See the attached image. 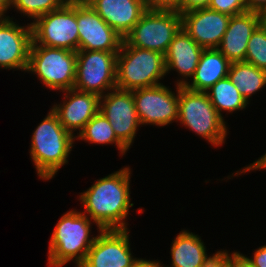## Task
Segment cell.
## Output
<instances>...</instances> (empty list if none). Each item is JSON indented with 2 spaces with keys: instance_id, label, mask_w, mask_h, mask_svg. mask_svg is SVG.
I'll return each instance as SVG.
<instances>
[{
  "instance_id": "7",
  "label": "cell",
  "mask_w": 266,
  "mask_h": 267,
  "mask_svg": "<svg viewBox=\"0 0 266 267\" xmlns=\"http://www.w3.org/2000/svg\"><path fill=\"white\" fill-rule=\"evenodd\" d=\"M32 39L38 45L79 50L77 0H68L57 10L31 23Z\"/></svg>"
},
{
  "instance_id": "23",
  "label": "cell",
  "mask_w": 266,
  "mask_h": 267,
  "mask_svg": "<svg viewBox=\"0 0 266 267\" xmlns=\"http://www.w3.org/2000/svg\"><path fill=\"white\" fill-rule=\"evenodd\" d=\"M206 93L221 117L222 110L232 113L236 110L245 109L247 104H249L242 97L228 76L217 81L213 86L206 90Z\"/></svg>"
},
{
  "instance_id": "14",
  "label": "cell",
  "mask_w": 266,
  "mask_h": 267,
  "mask_svg": "<svg viewBox=\"0 0 266 267\" xmlns=\"http://www.w3.org/2000/svg\"><path fill=\"white\" fill-rule=\"evenodd\" d=\"M230 18L209 8L181 13L182 28L203 49H217Z\"/></svg>"
},
{
  "instance_id": "16",
  "label": "cell",
  "mask_w": 266,
  "mask_h": 267,
  "mask_svg": "<svg viewBox=\"0 0 266 267\" xmlns=\"http://www.w3.org/2000/svg\"><path fill=\"white\" fill-rule=\"evenodd\" d=\"M67 93L63 104L54 105L52 111L58 116L62 126L73 135L78 129L79 133L85 125L99 112L100 96L77 89L62 91ZM74 130V131H73Z\"/></svg>"
},
{
  "instance_id": "24",
  "label": "cell",
  "mask_w": 266,
  "mask_h": 267,
  "mask_svg": "<svg viewBox=\"0 0 266 267\" xmlns=\"http://www.w3.org/2000/svg\"><path fill=\"white\" fill-rule=\"evenodd\" d=\"M75 137L96 144L115 143L122 155L128 150V148L116 137L109 121L100 111L85 125L79 135Z\"/></svg>"
},
{
  "instance_id": "35",
  "label": "cell",
  "mask_w": 266,
  "mask_h": 267,
  "mask_svg": "<svg viewBox=\"0 0 266 267\" xmlns=\"http://www.w3.org/2000/svg\"><path fill=\"white\" fill-rule=\"evenodd\" d=\"M13 3L14 0H0V16H4V13Z\"/></svg>"
},
{
  "instance_id": "17",
  "label": "cell",
  "mask_w": 266,
  "mask_h": 267,
  "mask_svg": "<svg viewBox=\"0 0 266 267\" xmlns=\"http://www.w3.org/2000/svg\"><path fill=\"white\" fill-rule=\"evenodd\" d=\"M123 39L132 31L146 8L142 0H85Z\"/></svg>"
},
{
  "instance_id": "13",
  "label": "cell",
  "mask_w": 266,
  "mask_h": 267,
  "mask_svg": "<svg viewBox=\"0 0 266 267\" xmlns=\"http://www.w3.org/2000/svg\"><path fill=\"white\" fill-rule=\"evenodd\" d=\"M99 233L79 267H131L138 260L130 252L127 229L101 230Z\"/></svg>"
},
{
  "instance_id": "25",
  "label": "cell",
  "mask_w": 266,
  "mask_h": 267,
  "mask_svg": "<svg viewBox=\"0 0 266 267\" xmlns=\"http://www.w3.org/2000/svg\"><path fill=\"white\" fill-rule=\"evenodd\" d=\"M245 61L266 70V29L261 25L255 29L248 41Z\"/></svg>"
},
{
  "instance_id": "20",
  "label": "cell",
  "mask_w": 266,
  "mask_h": 267,
  "mask_svg": "<svg viewBox=\"0 0 266 267\" xmlns=\"http://www.w3.org/2000/svg\"><path fill=\"white\" fill-rule=\"evenodd\" d=\"M231 62L218 49H204L191 84L180 80L178 86H185L192 91L206 92L217 81L228 76Z\"/></svg>"
},
{
  "instance_id": "21",
  "label": "cell",
  "mask_w": 266,
  "mask_h": 267,
  "mask_svg": "<svg viewBox=\"0 0 266 267\" xmlns=\"http://www.w3.org/2000/svg\"><path fill=\"white\" fill-rule=\"evenodd\" d=\"M199 236L182 231L174 239L171 247V267H209L219 256L220 251L208 257Z\"/></svg>"
},
{
  "instance_id": "19",
  "label": "cell",
  "mask_w": 266,
  "mask_h": 267,
  "mask_svg": "<svg viewBox=\"0 0 266 267\" xmlns=\"http://www.w3.org/2000/svg\"><path fill=\"white\" fill-rule=\"evenodd\" d=\"M204 49L181 28L171 41L164 55L166 73L171 69L187 78H192Z\"/></svg>"
},
{
  "instance_id": "22",
  "label": "cell",
  "mask_w": 266,
  "mask_h": 267,
  "mask_svg": "<svg viewBox=\"0 0 266 267\" xmlns=\"http://www.w3.org/2000/svg\"><path fill=\"white\" fill-rule=\"evenodd\" d=\"M228 78L248 102L253 93L266 85V70L246 61L231 62Z\"/></svg>"
},
{
  "instance_id": "30",
  "label": "cell",
  "mask_w": 266,
  "mask_h": 267,
  "mask_svg": "<svg viewBox=\"0 0 266 267\" xmlns=\"http://www.w3.org/2000/svg\"><path fill=\"white\" fill-rule=\"evenodd\" d=\"M211 0H182L180 14L196 9L208 8Z\"/></svg>"
},
{
  "instance_id": "11",
  "label": "cell",
  "mask_w": 266,
  "mask_h": 267,
  "mask_svg": "<svg viewBox=\"0 0 266 267\" xmlns=\"http://www.w3.org/2000/svg\"><path fill=\"white\" fill-rule=\"evenodd\" d=\"M79 50L119 52L123 38L85 0H77Z\"/></svg>"
},
{
  "instance_id": "3",
  "label": "cell",
  "mask_w": 266,
  "mask_h": 267,
  "mask_svg": "<svg viewBox=\"0 0 266 267\" xmlns=\"http://www.w3.org/2000/svg\"><path fill=\"white\" fill-rule=\"evenodd\" d=\"M86 213L68 211L58 221L53 230L48 264L51 267H62L75 258L77 267L86 259L87 253L96 236H90L91 220Z\"/></svg>"
},
{
  "instance_id": "36",
  "label": "cell",
  "mask_w": 266,
  "mask_h": 267,
  "mask_svg": "<svg viewBox=\"0 0 266 267\" xmlns=\"http://www.w3.org/2000/svg\"><path fill=\"white\" fill-rule=\"evenodd\" d=\"M209 267H228L227 264L218 256Z\"/></svg>"
},
{
  "instance_id": "12",
  "label": "cell",
  "mask_w": 266,
  "mask_h": 267,
  "mask_svg": "<svg viewBox=\"0 0 266 267\" xmlns=\"http://www.w3.org/2000/svg\"><path fill=\"white\" fill-rule=\"evenodd\" d=\"M112 91L100 96L99 111L109 121L116 137L129 149L135 138L137 127L141 125L132 91L118 88Z\"/></svg>"
},
{
  "instance_id": "10",
  "label": "cell",
  "mask_w": 266,
  "mask_h": 267,
  "mask_svg": "<svg viewBox=\"0 0 266 267\" xmlns=\"http://www.w3.org/2000/svg\"><path fill=\"white\" fill-rule=\"evenodd\" d=\"M177 95L166 86L159 84L153 87L132 91L135 108L140 124L164 126L178 119L179 86Z\"/></svg>"
},
{
  "instance_id": "9",
  "label": "cell",
  "mask_w": 266,
  "mask_h": 267,
  "mask_svg": "<svg viewBox=\"0 0 266 267\" xmlns=\"http://www.w3.org/2000/svg\"><path fill=\"white\" fill-rule=\"evenodd\" d=\"M74 89L103 96L116 88L118 52L78 50Z\"/></svg>"
},
{
  "instance_id": "37",
  "label": "cell",
  "mask_w": 266,
  "mask_h": 267,
  "mask_svg": "<svg viewBox=\"0 0 266 267\" xmlns=\"http://www.w3.org/2000/svg\"><path fill=\"white\" fill-rule=\"evenodd\" d=\"M260 25L266 29V8L259 13Z\"/></svg>"
},
{
  "instance_id": "31",
  "label": "cell",
  "mask_w": 266,
  "mask_h": 267,
  "mask_svg": "<svg viewBox=\"0 0 266 267\" xmlns=\"http://www.w3.org/2000/svg\"><path fill=\"white\" fill-rule=\"evenodd\" d=\"M254 267H266V246L259 247L252 259L246 257Z\"/></svg>"
},
{
  "instance_id": "26",
  "label": "cell",
  "mask_w": 266,
  "mask_h": 267,
  "mask_svg": "<svg viewBox=\"0 0 266 267\" xmlns=\"http://www.w3.org/2000/svg\"><path fill=\"white\" fill-rule=\"evenodd\" d=\"M66 1L68 0H14L12 7L35 21L38 17L57 10Z\"/></svg>"
},
{
  "instance_id": "27",
  "label": "cell",
  "mask_w": 266,
  "mask_h": 267,
  "mask_svg": "<svg viewBox=\"0 0 266 267\" xmlns=\"http://www.w3.org/2000/svg\"><path fill=\"white\" fill-rule=\"evenodd\" d=\"M208 8L229 16L248 11L245 0H211Z\"/></svg>"
},
{
  "instance_id": "4",
  "label": "cell",
  "mask_w": 266,
  "mask_h": 267,
  "mask_svg": "<svg viewBox=\"0 0 266 267\" xmlns=\"http://www.w3.org/2000/svg\"><path fill=\"white\" fill-rule=\"evenodd\" d=\"M166 75L162 53L129 46L124 40L117 55L116 88L133 91L159 85Z\"/></svg>"
},
{
  "instance_id": "29",
  "label": "cell",
  "mask_w": 266,
  "mask_h": 267,
  "mask_svg": "<svg viewBox=\"0 0 266 267\" xmlns=\"http://www.w3.org/2000/svg\"><path fill=\"white\" fill-rule=\"evenodd\" d=\"M225 250L220 251L219 257L227 264L228 267H254L246 256L233 252L230 256Z\"/></svg>"
},
{
  "instance_id": "15",
  "label": "cell",
  "mask_w": 266,
  "mask_h": 267,
  "mask_svg": "<svg viewBox=\"0 0 266 267\" xmlns=\"http://www.w3.org/2000/svg\"><path fill=\"white\" fill-rule=\"evenodd\" d=\"M32 40L31 24L22 27L0 16V67L27 71Z\"/></svg>"
},
{
  "instance_id": "28",
  "label": "cell",
  "mask_w": 266,
  "mask_h": 267,
  "mask_svg": "<svg viewBox=\"0 0 266 267\" xmlns=\"http://www.w3.org/2000/svg\"><path fill=\"white\" fill-rule=\"evenodd\" d=\"M146 10H174L180 13L182 0H142Z\"/></svg>"
},
{
  "instance_id": "1",
  "label": "cell",
  "mask_w": 266,
  "mask_h": 267,
  "mask_svg": "<svg viewBox=\"0 0 266 267\" xmlns=\"http://www.w3.org/2000/svg\"><path fill=\"white\" fill-rule=\"evenodd\" d=\"M130 169L123 168L97 180L79 198L84 205V213H89L99 231L109 229H128L125 218L130 203Z\"/></svg>"
},
{
  "instance_id": "33",
  "label": "cell",
  "mask_w": 266,
  "mask_h": 267,
  "mask_svg": "<svg viewBox=\"0 0 266 267\" xmlns=\"http://www.w3.org/2000/svg\"><path fill=\"white\" fill-rule=\"evenodd\" d=\"M256 169H266V153L265 155L261 156L260 159H258L256 162H253L251 165L248 167L244 168L243 171H240V173H245L251 170H256Z\"/></svg>"
},
{
  "instance_id": "8",
  "label": "cell",
  "mask_w": 266,
  "mask_h": 267,
  "mask_svg": "<svg viewBox=\"0 0 266 267\" xmlns=\"http://www.w3.org/2000/svg\"><path fill=\"white\" fill-rule=\"evenodd\" d=\"M182 28L181 14L174 10H146L123 39L129 46L166 54L174 36Z\"/></svg>"
},
{
  "instance_id": "34",
  "label": "cell",
  "mask_w": 266,
  "mask_h": 267,
  "mask_svg": "<svg viewBox=\"0 0 266 267\" xmlns=\"http://www.w3.org/2000/svg\"><path fill=\"white\" fill-rule=\"evenodd\" d=\"M131 267H162L159 261L139 259Z\"/></svg>"
},
{
  "instance_id": "2",
  "label": "cell",
  "mask_w": 266,
  "mask_h": 267,
  "mask_svg": "<svg viewBox=\"0 0 266 267\" xmlns=\"http://www.w3.org/2000/svg\"><path fill=\"white\" fill-rule=\"evenodd\" d=\"M75 138L62 126L51 109L34 131L31 141L30 155L41 179L53 178L68 162Z\"/></svg>"
},
{
  "instance_id": "6",
  "label": "cell",
  "mask_w": 266,
  "mask_h": 267,
  "mask_svg": "<svg viewBox=\"0 0 266 267\" xmlns=\"http://www.w3.org/2000/svg\"><path fill=\"white\" fill-rule=\"evenodd\" d=\"M77 54L74 51L38 45L32 40L27 71L50 89L66 91L74 88Z\"/></svg>"
},
{
  "instance_id": "5",
  "label": "cell",
  "mask_w": 266,
  "mask_h": 267,
  "mask_svg": "<svg viewBox=\"0 0 266 267\" xmlns=\"http://www.w3.org/2000/svg\"><path fill=\"white\" fill-rule=\"evenodd\" d=\"M178 120L214 146L222 145L227 136L225 121L206 92L179 86Z\"/></svg>"
},
{
  "instance_id": "32",
  "label": "cell",
  "mask_w": 266,
  "mask_h": 267,
  "mask_svg": "<svg viewBox=\"0 0 266 267\" xmlns=\"http://www.w3.org/2000/svg\"><path fill=\"white\" fill-rule=\"evenodd\" d=\"M248 11L260 13L266 8V0H245Z\"/></svg>"
},
{
  "instance_id": "18",
  "label": "cell",
  "mask_w": 266,
  "mask_h": 267,
  "mask_svg": "<svg viewBox=\"0 0 266 267\" xmlns=\"http://www.w3.org/2000/svg\"><path fill=\"white\" fill-rule=\"evenodd\" d=\"M260 25L257 12L246 11L233 15L217 49L230 61H245L248 41Z\"/></svg>"
}]
</instances>
